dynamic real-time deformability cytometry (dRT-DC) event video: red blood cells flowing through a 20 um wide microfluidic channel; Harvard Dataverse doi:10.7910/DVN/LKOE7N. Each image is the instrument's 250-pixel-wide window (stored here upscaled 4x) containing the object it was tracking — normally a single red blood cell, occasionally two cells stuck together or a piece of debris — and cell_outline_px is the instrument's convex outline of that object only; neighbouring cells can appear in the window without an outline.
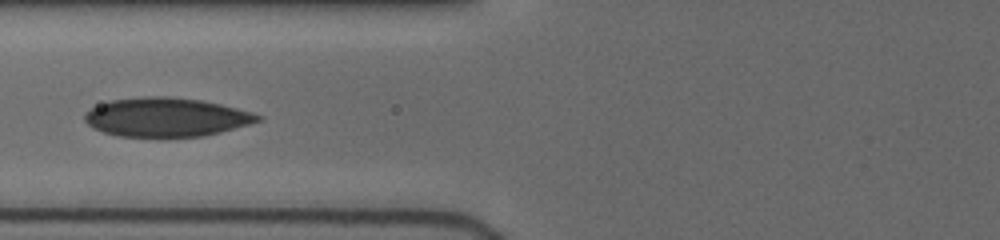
{"species": "human", "species_latin": "Homo sapiens", "temperature_condition": "cold", "stored_images_in_passage": 9, "camera_frame_rate_fps": 3000, "um_per_image_px": 0.085, "donor": {"sex": "female"}, "frame": {"image": 1, "passage_image": 8, "time_ms": 6.0, "image_size_px": [1000, 240], "cell_outline_px": [[264, 120], [220, 132], [204, 136], [116, 136], [92, 128], [84, 120], [84, 116], [92, 108], [108, 100], [144, 96], [168, 96], [200, 100], [220, 104], [252, 112], [264, 116]], "centroid_in_image_um": [14.14, 9.95], "position_along_channel_um": 111.7, "area_um2": 39.19}}